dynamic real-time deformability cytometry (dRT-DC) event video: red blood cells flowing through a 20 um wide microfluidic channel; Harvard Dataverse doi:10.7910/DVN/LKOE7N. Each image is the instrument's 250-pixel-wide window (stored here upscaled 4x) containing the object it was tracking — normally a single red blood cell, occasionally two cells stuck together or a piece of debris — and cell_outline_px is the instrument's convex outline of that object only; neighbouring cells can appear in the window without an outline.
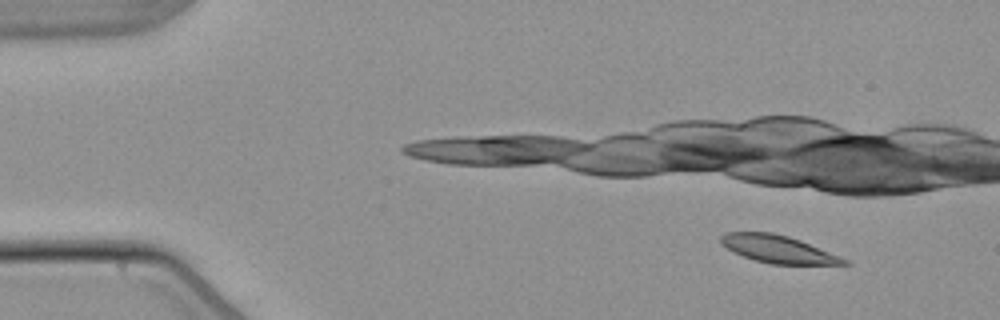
{"species": "common noctule bat (a hibernating species)", "species_latin": "Nyctalus noctula", "temperature_condition": "warm", "stored_images_in_passage": 7, "camera_frame_rate_fps": 3000, "um_per_image_px": 0.085, "animal": {"sex": "male", "body_mass_g": 21.5, "forearm_length_mm": 52.0}, "frame": {"image": 1, "passage_image": 1, "time_ms": 0.0, "image_size_px": [1000, 320], "cell_outline_px": [[852, 264], [772, 264], [756, 260], [732, 252], [720, 244], [720, 236], [724, 232], [772, 232], [788, 236], [800, 240], [848, 260]], "centroid_in_image_um": [66.07, 21.16], "position_along_channel_um": 18.9, "area_um2": 19.59}}